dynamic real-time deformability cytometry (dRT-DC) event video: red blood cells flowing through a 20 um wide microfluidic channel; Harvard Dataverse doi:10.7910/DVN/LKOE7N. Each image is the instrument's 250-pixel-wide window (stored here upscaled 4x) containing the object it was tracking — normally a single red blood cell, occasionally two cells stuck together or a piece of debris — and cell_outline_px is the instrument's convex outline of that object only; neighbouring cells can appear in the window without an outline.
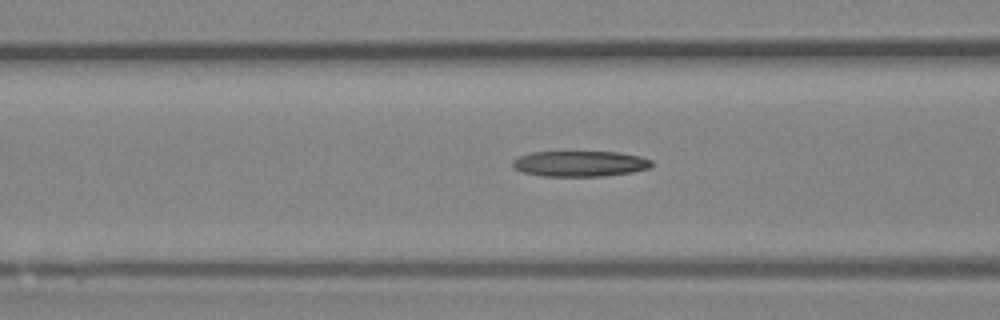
{"species": "Egyptian fruit bat (a non-hibernating species)", "species_latin": "Rousettus aegyptiacus", "temperature_condition": "room temperature", "stored_images_in_passage": 26, "camera_frame_rate_fps": 3000, "um_per_image_px": 0.085, "animal": {"sex": "female"}, "frame": {"image": 1, "passage_image": 4, "time_ms": 1.0, "image_size_px": [1000, 320], "cell_outline_px": [[652, 164], [648, 168], [632, 172], [604, 176], [544, 176], [520, 172], [512, 168], [512, 160], [520, 156], [532, 152], [620, 152], [640, 156], [652, 160]], "centroid_in_image_um": [49.26, 13.91], "position_along_channel_um": 117.3, "area_um2": 20.87}}
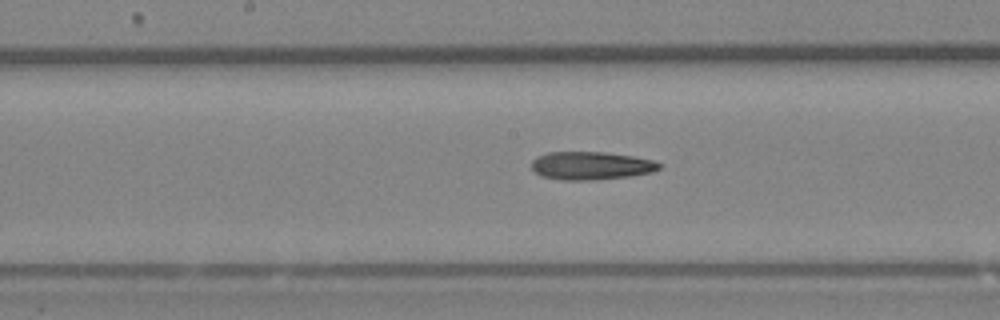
{"frame": {"image": 2, "passage_image": 10, "time_ms": 3.0, "image_size_px": [1000, 320], "cell_outline_px": [[660, 168], [652, 172], [628, 176], [596, 180], [560, 180], [540, 176], [532, 168], [532, 160], [536, 156], [548, 152], [604, 152], [632, 156], [652, 160], [660, 164]], "centroid_in_image_um": [50.19, 14.08], "position_along_channel_um": 198.0, "area_um2": 20.87}}
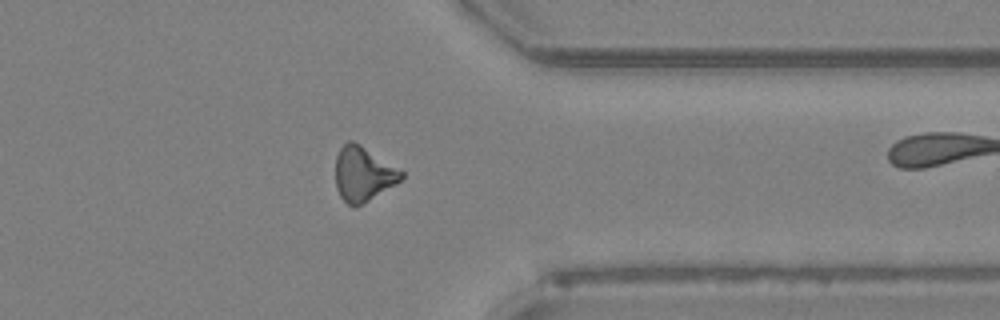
{"frame": {"image": 3, "passage_image": 24, "time_ms": 7.667, "image_size_px": [1000, 320], "cell_outline_px": [[404, 176], [396, 184], [368, 200], [352, 208], [340, 196], [336, 188], [336, 156], [340, 148], [348, 140], [352, 140], [360, 144], [404, 172]], "centroid_in_image_um": [30.85, 14.78], "position_along_channel_um": 380.5, "area_um2": 20.69}}